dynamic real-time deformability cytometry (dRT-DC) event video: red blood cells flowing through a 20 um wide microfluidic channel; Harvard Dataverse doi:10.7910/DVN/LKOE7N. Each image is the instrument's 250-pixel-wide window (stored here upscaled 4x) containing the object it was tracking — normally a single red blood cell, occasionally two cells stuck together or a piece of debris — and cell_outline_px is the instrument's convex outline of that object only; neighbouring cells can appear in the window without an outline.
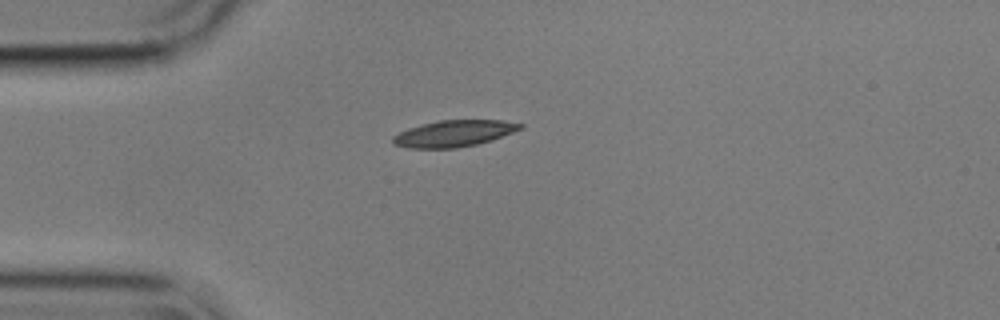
{"species": "common noctule bat (a hibernating species)", "species_latin": "Nyctalus noctula", "temperature_condition": "cold", "stored_images_in_passage": 34, "camera_frame_rate_fps": 3000, "um_per_image_px": 0.085, "animal": {"sex": "male", "body_mass_g": 17.9}, "frame": {"image": 1, "passage_image": 1, "time_ms": 0.0, "image_size_px": [1000, 320], "cell_outline_px": [[524, 128], [492, 140], [476, 144], [456, 148], [408, 148], [392, 144], [392, 136], [408, 128], [440, 120], [504, 120], [524, 124]], "centroid_in_image_um": [38.6, 11.34], "position_along_channel_um": 46.4, "area_um2": 19.65}}
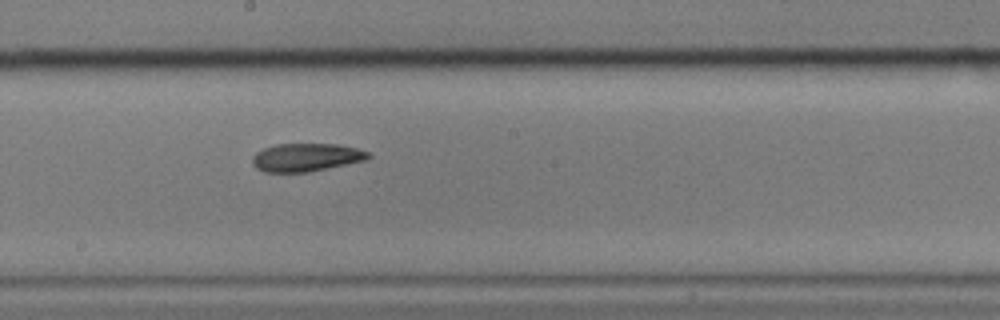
{"frame": {"image": 2, "passage_image": 17, "time_ms": 5.333, "image_size_px": [1000, 320], "cell_outline_px": [[372, 156], [368, 160], [308, 172], [264, 172], [256, 168], [252, 164], [252, 156], [256, 152], [264, 148], [276, 144], [336, 144], [356, 148], [368, 152]], "centroid_in_image_um": [26.02, 13.38], "position_along_channel_um": 222.2, "area_um2": 19.07}}
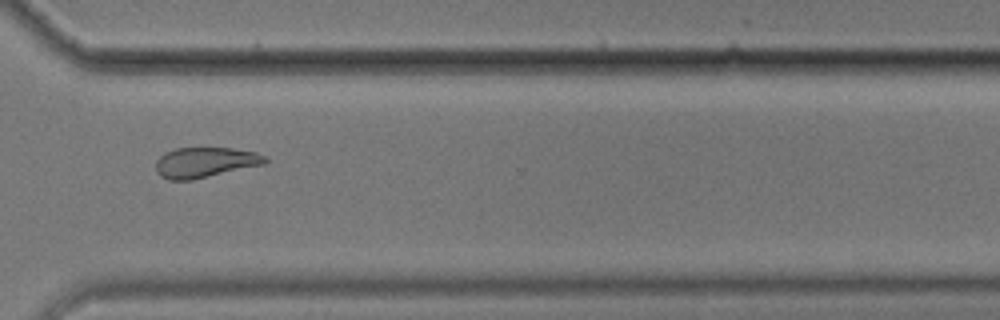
{"frame": {"image": 3, "passage_image": 28, "time_ms": 9.0, "image_size_px": [1000, 320], "cell_outline_px": [[268, 160], [264, 164], [192, 180], [168, 180], [160, 176], [156, 172], [156, 160], [164, 152], [176, 148], [232, 148], [256, 152], [264, 156]], "centroid_in_image_um": [17.39, 13.8], "position_along_channel_um": 353.2, "area_um2": 19.31}, "authors_computed_cell_mechanics": {"area_um2": 19.0451, "velocity_mm_per_s": 3.5738, "shape_relaxation_time_tau1_ms": null, "shape_relaxation_time_tau2_ms": 7.3685, "deformation_change_tau1": null, "deformation_change_tau2": 0.1511}}